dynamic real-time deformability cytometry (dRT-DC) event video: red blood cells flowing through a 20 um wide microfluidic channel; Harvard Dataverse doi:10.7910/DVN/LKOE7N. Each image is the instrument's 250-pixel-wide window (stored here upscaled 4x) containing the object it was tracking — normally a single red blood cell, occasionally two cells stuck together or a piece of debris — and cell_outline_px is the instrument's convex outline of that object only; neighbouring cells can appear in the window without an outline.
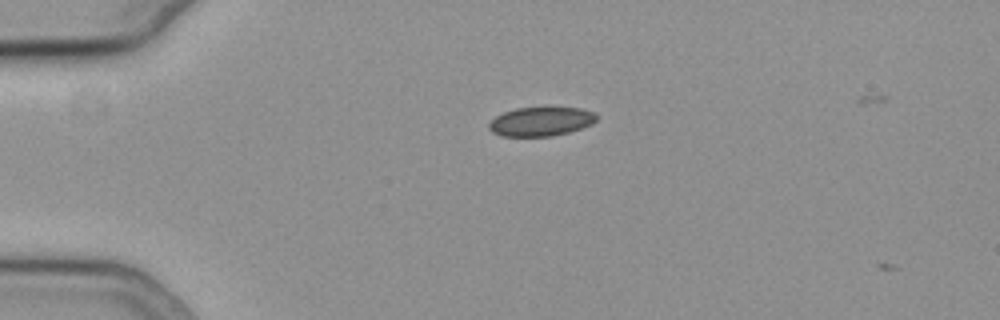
{"species": "common noctule bat (a hibernating species)", "species_latin": "Nyctalus noctula", "temperature_condition": "cold", "stored_images_in_passage": 5, "camera_frame_rate_fps": 3000, "um_per_image_px": 0.085, "animal": {"sex": "female", "body_mass_g": 19.3, "forearm_length_mm": 54.1}, "frame": {"image": 1, "passage_image": 3, "time_ms": 0.667, "image_size_px": [1000, 320], "cell_outline_px": [[596, 120], [592, 124], [568, 132], [552, 136], [500, 136], [492, 132], [488, 128], [488, 124], [496, 116], [504, 112], [516, 108], [580, 108], [596, 112]], "centroid_in_image_um": [45.96, 10.33], "position_along_channel_um": 39.0, "area_um2": 18.09}}